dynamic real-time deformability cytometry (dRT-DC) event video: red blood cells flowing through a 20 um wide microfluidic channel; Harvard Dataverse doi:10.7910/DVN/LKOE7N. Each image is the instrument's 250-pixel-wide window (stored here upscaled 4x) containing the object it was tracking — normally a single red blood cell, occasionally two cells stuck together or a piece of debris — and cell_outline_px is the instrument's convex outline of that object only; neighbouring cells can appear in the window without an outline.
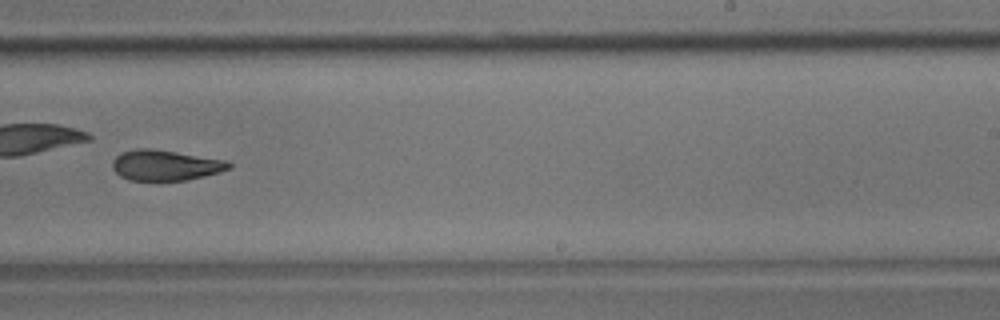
{"species": "common noctule bat (a hibernating species)", "species_latin": "Nyctalus noctula", "temperature_condition": "room temperature", "stored_images_in_passage": 31, "camera_frame_rate_fps": 3000, "um_per_image_px": 0.085, "animal": {"sex": "male", "body_mass_g": 17.9}, "frame": {"image": 1, "passage_image": 18, "time_ms": 5.667, "image_size_px": [1000, 320], "cell_outline_px": [[232, 168], [220, 172], [204, 176], [184, 180], [128, 180], [120, 176], [112, 168], [112, 160], [120, 152], [136, 148], [152, 148], [228, 160], [232, 164]], "centroid_in_image_um": [14.06, 14.03], "position_along_channel_um": 274.9, "area_um2": 20.92}}